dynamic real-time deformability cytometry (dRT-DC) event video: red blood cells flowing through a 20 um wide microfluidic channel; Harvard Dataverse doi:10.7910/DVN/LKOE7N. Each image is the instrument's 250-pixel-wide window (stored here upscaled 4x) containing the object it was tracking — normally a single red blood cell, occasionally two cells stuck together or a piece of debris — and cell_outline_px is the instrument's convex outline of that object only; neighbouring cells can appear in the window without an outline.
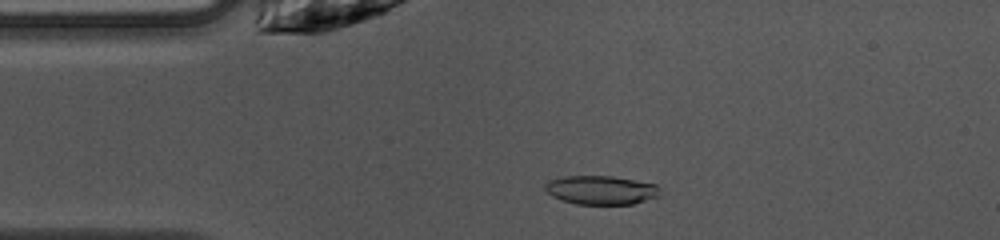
{"species": "common noctule bat (a hibernating species)", "species_latin": "Nyctalus noctula", "temperature_condition": "warm", "stored_images_in_passage": 47, "camera_frame_rate_fps": 3000, "um_per_image_px": 0.085, "animal": {"sex": "female", "body_mass_g": 10.0, "forearm_length_mm": 53.1}, "frame": {"image": 1, "passage_image": 9, "time_ms": 2.667, "image_size_px": [1000, 240], "cell_outline_px": [[660, 196], [632, 204], [576, 204], [560, 200], [552, 196], [544, 188], [544, 184], [548, 180], [564, 176], [612, 176], [656, 184], [660, 188]], "centroid_in_image_um": [51.07, 16.15], "position_along_channel_um": 33.9, "area_um2": 19.42}}
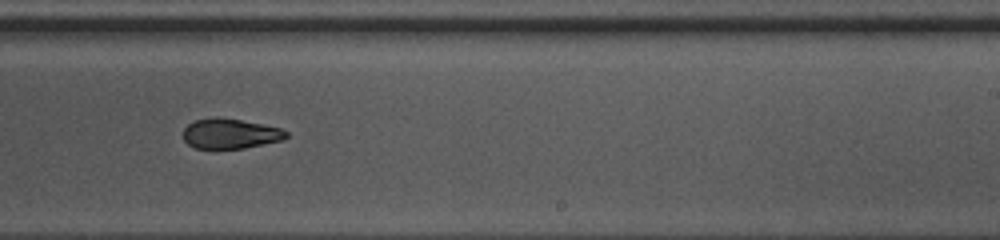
{"frame": {"image": 2, "passage_image": 28, "time_ms": 9.0, "image_size_px": [1000, 240], "cell_outline_px": [[288, 136], [284, 140], [244, 148], [196, 148], [188, 144], [184, 140], [184, 128], [192, 120], [212, 116], [216, 116], [240, 120], [280, 128], [288, 132]], "centroid_in_image_um": [19.55, 11.34], "position_along_channel_um": 269.4, "area_um2": 18.09}}
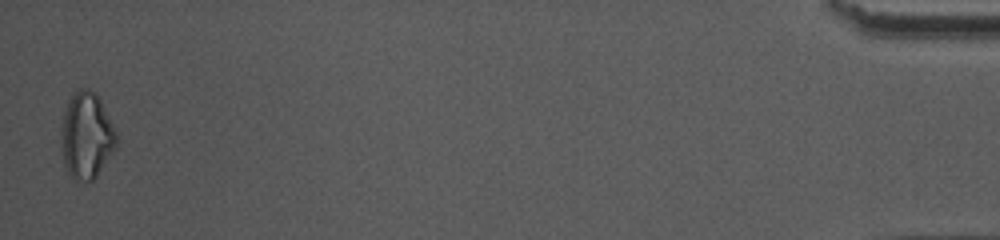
{"frame": {"image": 3, "passage_image": 47, "time_ms": 15.333, "image_size_px": [1000, 240], "cell_outline_px": [[116, 148], [96, 176], [92, 180], [84, 180], [68, 176], [64, 168], [60, 148], [60, 140], [64, 112], [68, 100], [80, 88], [88, 88], [96, 92], [116, 132]], "centroid_in_image_um": [7.32, 11.53], "position_along_channel_um": 427.9, "area_um2": 27.74}, "authors_computed_cell_mechanics": {"area_um2": 19.3052, "velocity_mm_per_s": 4.0785, "shape_relaxation_time_tau1_ms": 6.915, "shape_relaxation_time_tau2_ms": 4.2985, "deformation_change_tau1": 0.1889, "deformation_change_tau2": 0.1174}}